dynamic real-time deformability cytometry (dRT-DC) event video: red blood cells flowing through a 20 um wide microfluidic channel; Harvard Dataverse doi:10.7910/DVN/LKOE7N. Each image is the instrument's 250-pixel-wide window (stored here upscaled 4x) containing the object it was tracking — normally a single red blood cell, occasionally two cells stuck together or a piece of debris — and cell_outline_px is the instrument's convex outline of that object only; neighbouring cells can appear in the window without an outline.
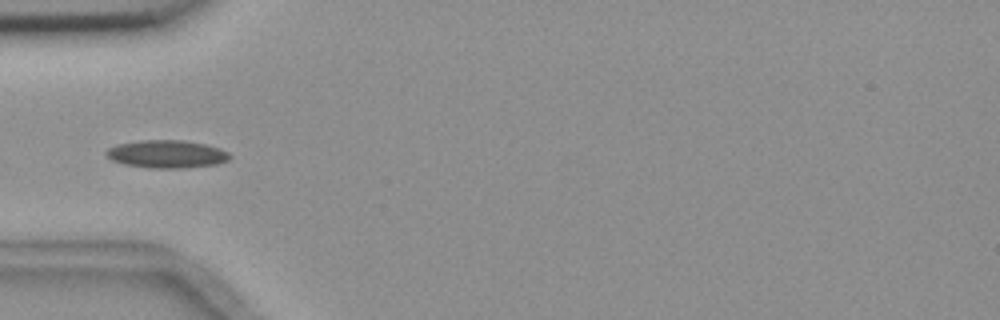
{"species": "common noctule bat (a hibernating species)", "species_latin": "Nyctalus noctula", "temperature_condition": "room temperature", "stored_images_in_passage": 7, "camera_frame_rate_fps": 3000, "um_per_image_px": 0.085, "animal": {"sex": "female", "body_mass_g": 18.4}, "frame": {"image": 1, "passage_image": 4, "time_ms": 3.667, "image_size_px": [1000, 320], "cell_outline_px": [[232, 156], [228, 160], [216, 164], [184, 168], [148, 168], [124, 164], [112, 160], [104, 152], [108, 148], [116, 144], [140, 140], [184, 140], [204, 144], [220, 148], [228, 152]], "centroid_in_image_um": [14.16, 13.09], "position_along_channel_um": 70.8, "area_um2": 20.11}}
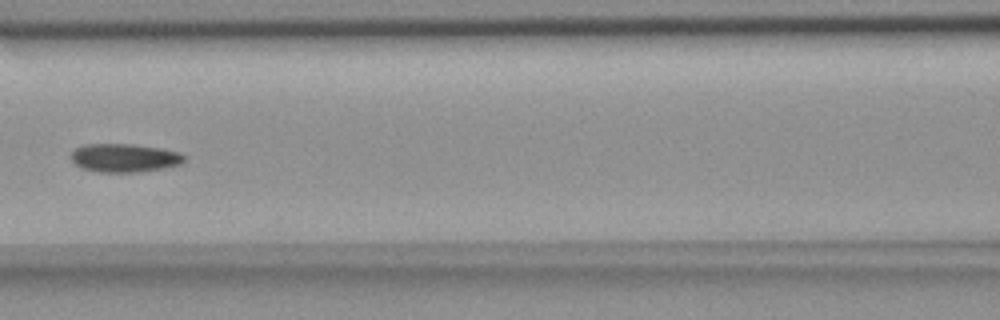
{"frame": {"image": 2, "passage_image": 6, "time_ms": 6.0, "image_size_px": [1000, 320], "cell_outline_px": [[184, 160], [180, 164], [164, 168], [140, 172], [100, 172], [84, 168], [76, 164], [72, 160], [72, 152], [76, 148], [84, 144], [132, 144], [160, 148], [180, 152], [184, 156]], "centroid_in_image_um": [10.6, 13.41], "position_along_channel_um": 156.0, "area_um2": 18.61}}
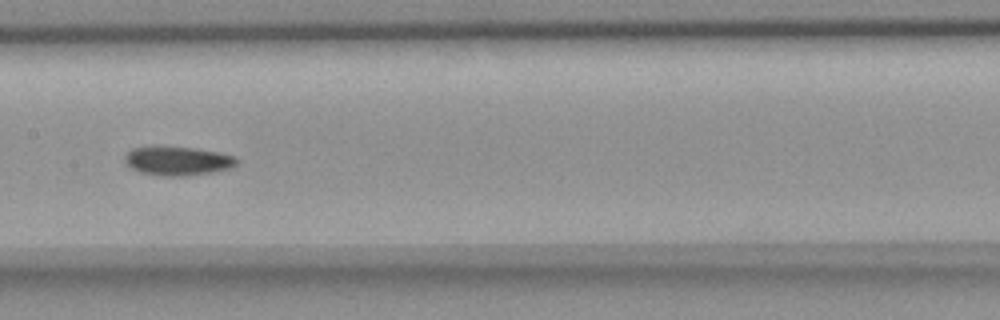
{"frame": {"image": 3, "passage_image": 7, "time_ms": 7.0, "image_size_px": [1000, 320], "cell_outline_px": [[240, 160], [232, 168], [212, 172], [184, 176], [164, 176], [140, 172], [132, 168], [124, 160], [124, 156], [132, 148], [196, 148], [220, 152], [236, 156]], "centroid_in_image_um": [15.18, 13.69], "position_along_channel_um": 192.2, "area_um2": 18.55}}